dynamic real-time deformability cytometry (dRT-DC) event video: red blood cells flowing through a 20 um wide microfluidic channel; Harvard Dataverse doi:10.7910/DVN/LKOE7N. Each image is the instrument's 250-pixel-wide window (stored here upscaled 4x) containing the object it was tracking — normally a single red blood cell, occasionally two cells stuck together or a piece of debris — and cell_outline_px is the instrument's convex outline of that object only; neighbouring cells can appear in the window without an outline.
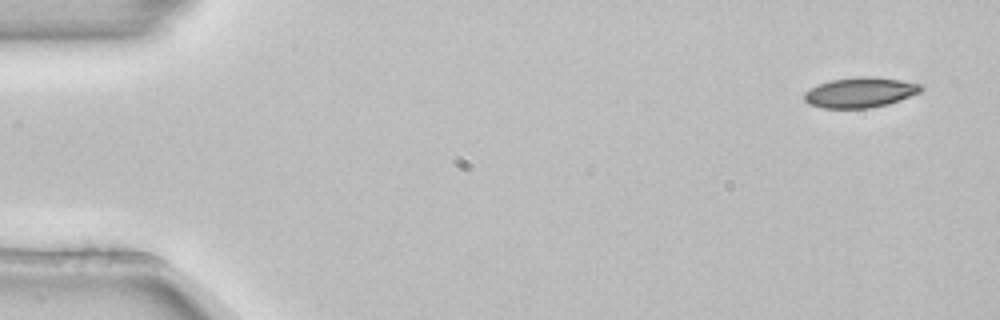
{"species": "common noctule bat (a hibernating species)", "species_latin": "Nyctalus noctula", "temperature_condition": "room temperature", "stored_images_in_passage": 4, "camera_frame_rate_fps": 3000, "um_per_image_px": 0.085, "animal": {"sex": "female", "body_mass_g": 22.7, "forearm_length_mm": 54.2}, "frame": {"image": 1, "passage_image": 1, "time_ms": 0.0, "image_size_px": [1000, 320], "cell_outline_px": [[924, 88], [920, 92], [900, 100], [888, 104], [868, 108], [820, 108], [808, 104], [804, 100], [804, 92], [820, 84], [832, 80], [864, 76], [868, 76], [900, 80], [920, 84]], "centroid_in_image_um": [73.11, 7.87], "position_along_channel_um": 11.9, "area_um2": 20.35}}
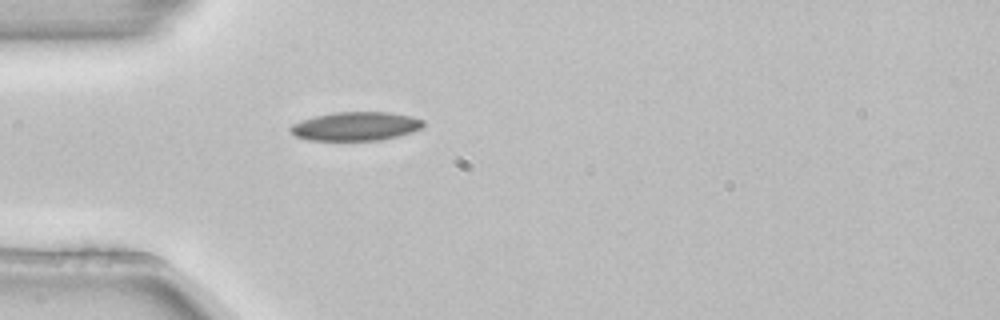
{"frame": {"image": 2, "passage_image": 4, "time_ms": 1.0, "image_size_px": [1000, 320], "cell_outline_px": [[424, 124], [420, 128], [412, 132], [380, 140], [308, 140], [296, 136], [288, 128], [292, 124], [300, 120], [312, 116], [336, 112], [392, 112], [412, 116], [424, 120]], "centroid_in_image_um": [30.22, 10.72], "position_along_channel_um": 54.8, "area_um2": 22.31}}